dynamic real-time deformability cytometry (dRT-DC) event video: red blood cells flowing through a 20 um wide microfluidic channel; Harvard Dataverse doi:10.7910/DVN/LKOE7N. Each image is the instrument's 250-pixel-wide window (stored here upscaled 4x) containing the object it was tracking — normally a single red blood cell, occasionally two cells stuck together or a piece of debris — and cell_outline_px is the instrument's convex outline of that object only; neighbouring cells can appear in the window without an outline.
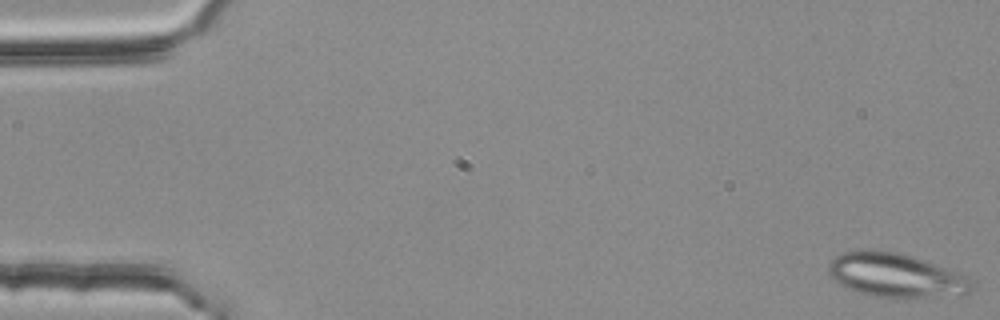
{"species": "common noctule bat (a hibernating species)", "species_latin": "Nyctalus noctula", "temperature_condition": "room temperature", "stored_images_in_passage": 52, "segment_of_instrument_passage": [1, 2], "camera_frame_rate_fps": 3000, "um_per_image_px": 0.085, "animal": {"sex": "female", "body_mass_g": 25.1}, "frame": {"image": 1, "passage_image": 1, "time_ms": 0.0, "image_size_px": [1000, 320], "cell_outline_px": [[976, 288], [964, 296], [908, 300], [904, 300], [876, 296], [860, 292], [848, 288], [840, 284], [828, 272], [828, 264], [840, 252], [864, 248], [868, 248], [900, 252], [936, 264], [952, 272], [972, 284]], "centroid_in_image_um": [76.13, 23.43], "position_along_channel_um": 8.9, "area_um2": 37.4}}